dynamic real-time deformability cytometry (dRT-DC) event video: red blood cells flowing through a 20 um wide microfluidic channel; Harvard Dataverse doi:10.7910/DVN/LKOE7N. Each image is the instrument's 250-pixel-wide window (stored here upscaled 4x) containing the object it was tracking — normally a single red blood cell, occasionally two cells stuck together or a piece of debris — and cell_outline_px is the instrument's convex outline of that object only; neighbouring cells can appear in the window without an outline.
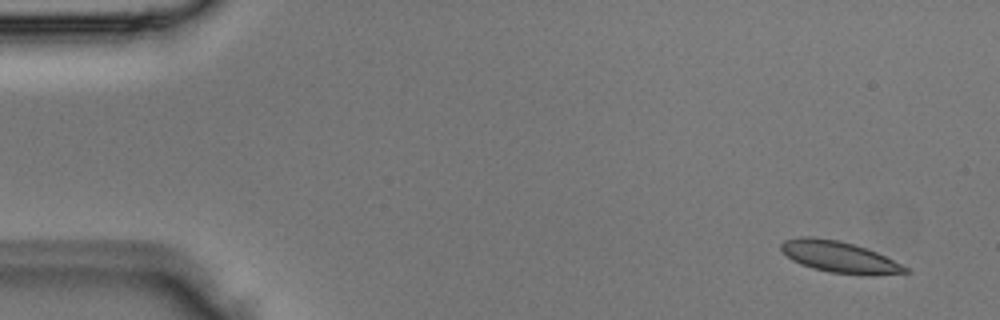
{"species": "Egyptian fruit bat (a non-hibernating species)", "species_latin": "Rousettus aegyptiacus", "temperature_condition": "room temperature", "stored_images_in_passage": 4, "camera_frame_rate_fps": 3000, "um_per_image_px": 0.085, "animal": {"sex": "male"}, "frame": {"image": 1, "passage_image": 1, "time_ms": 0.0, "image_size_px": [1000, 320], "cell_outline_px": [[908, 272], [872, 276], [860, 276], [828, 272], [812, 268], [800, 264], [792, 260], [780, 252], [780, 244], [784, 240], [800, 236], [812, 236], [840, 240], [876, 252], [908, 268]], "centroid_in_image_um": [71.27, 21.85], "position_along_channel_um": 13.7, "area_um2": 22.95}}
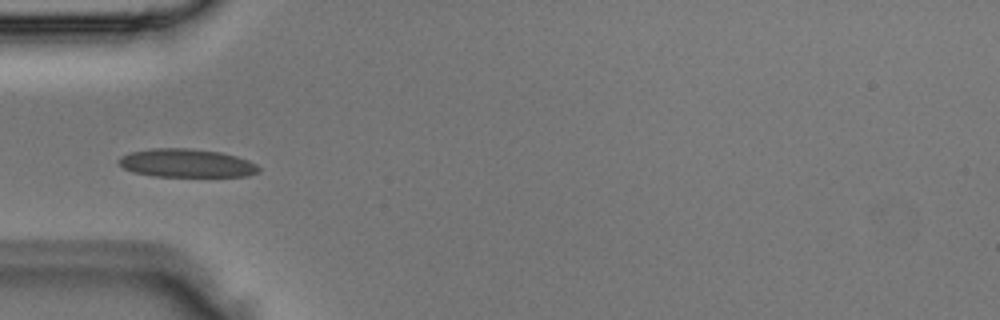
{"frame": {"image": 2, "passage_image": 4, "time_ms": 1.0, "image_size_px": [1000, 320], "cell_outline_px": [[260, 172], [248, 176], [156, 176], [132, 172], [124, 168], [116, 160], [120, 156], [128, 152], [152, 148], [188, 148], [220, 152], [236, 156], [248, 160], [256, 164], [260, 168]], "centroid_in_image_um": [15.83, 13.86], "position_along_channel_um": 69.2, "area_um2": 23.24}}